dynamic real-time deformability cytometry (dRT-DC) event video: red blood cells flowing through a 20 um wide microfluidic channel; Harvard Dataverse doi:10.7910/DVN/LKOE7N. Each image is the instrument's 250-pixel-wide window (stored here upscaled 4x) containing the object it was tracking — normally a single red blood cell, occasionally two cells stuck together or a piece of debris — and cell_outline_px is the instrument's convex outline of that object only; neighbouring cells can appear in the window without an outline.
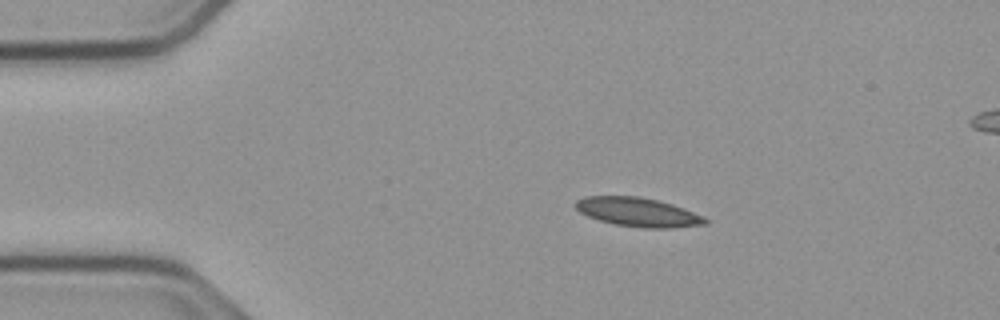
{"species": "common noctule bat (a hibernating species)", "species_latin": "Nyctalus noctula", "temperature_condition": "cold", "stored_images_in_passage": 54, "segment_of_instrument_passage": [1, 2], "camera_frame_rate_fps": 3000, "um_per_image_px": 0.085, "animal": {"sex": "male", "body_mass_g": 23.1, "forearm_length_mm": 52.7}, "frame": {"image": 1, "passage_image": 9, "time_ms": 2.667, "image_size_px": [1000, 320], "cell_outline_px": [[708, 224], [672, 228], [644, 228], [616, 224], [600, 220], [588, 216], [580, 212], [572, 204], [576, 200], [584, 196], [640, 196], [672, 204], [684, 208], [704, 216], [708, 220]], "centroid_in_image_um": [54.23, 18.02], "position_along_channel_um": 30.8, "area_um2": 21.96}}
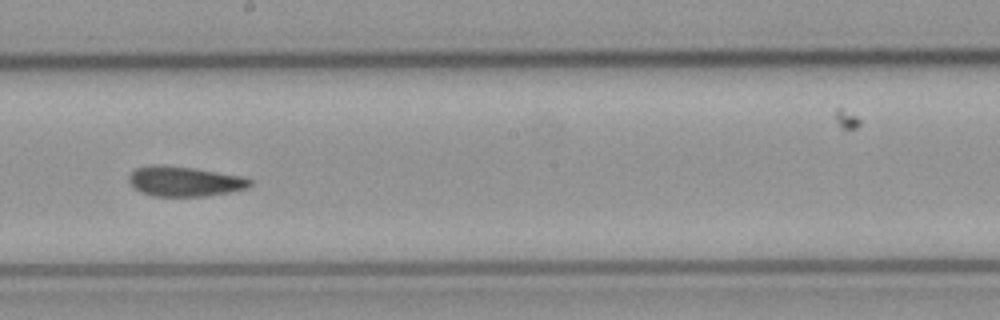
{"frame": {"image": 2, "passage_image": 29, "time_ms": 9.333, "image_size_px": [1000, 320], "cell_outline_px": [[252, 184], [248, 188], [208, 196], [152, 196], [140, 192], [128, 180], [128, 176], [136, 168], [152, 164], [164, 164], [196, 168], [244, 176], [252, 180]], "centroid_in_image_um": [15.7, 15.4], "position_along_channel_um": 232.5, "area_um2": 21.44}}
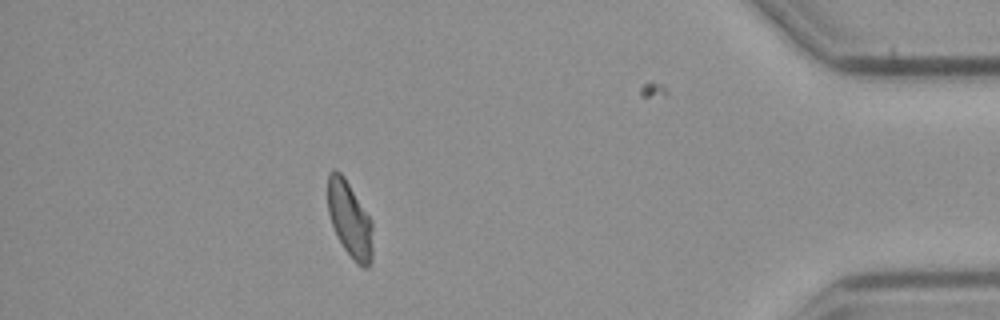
{"frame": {"image": 3, "passage_image": 47, "time_ms": 15.333, "image_size_px": [1000, 320], "cell_outline_px": [[372, 264], [368, 268], [364, 268], [356, 264], [344, 248], [336, 236], [328, 212], [328, 172], [332, 168], [336, 168], [344, 176], [372, 220]], "centroid_in_image_um": [29.73, 18.66], "position_along_channel_um": 405.5, "area_um2": 20.17}}